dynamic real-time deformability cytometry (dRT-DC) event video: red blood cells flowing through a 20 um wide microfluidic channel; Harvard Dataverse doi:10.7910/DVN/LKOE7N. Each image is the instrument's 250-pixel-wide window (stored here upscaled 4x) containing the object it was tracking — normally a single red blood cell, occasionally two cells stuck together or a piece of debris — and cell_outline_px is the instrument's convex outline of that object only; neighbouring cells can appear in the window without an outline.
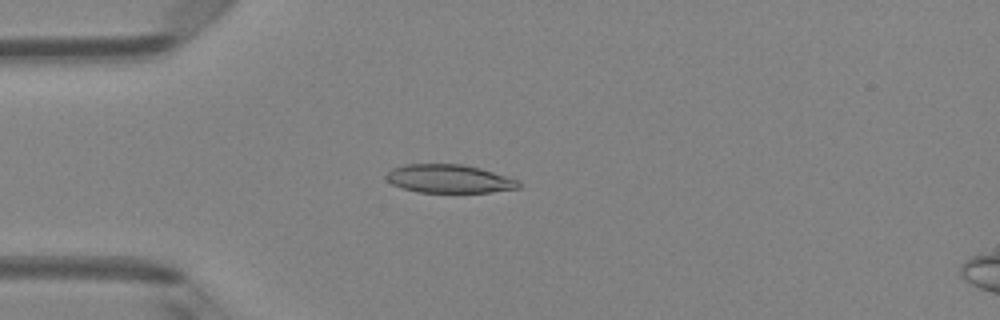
{"species": "Egyptian fruit bat (a non-hibernating species)", "species_latin": "Rousettus aegyptiacus", "temperature_condition": "room temperature", "stored_images_in_passage": 3, "camera_frame_rate_fps": 3000, "um_per_image_px": 0.085, "animal": {"sex": "female"}, "frame": {"image": 1, "passage_image": 3, "time_ms": 0.667, "image_size_px": [1000, 320], "cell_outline_px": [[520, 188], [492, 192], [416, 192], [392, 184], [384, 176], [392, 168], [404, 164], [464, 164], [480, 168], [520, 180]], "centroid_in_image_um": [38.19, 15.19], "position_along_channel_um": 46.8, "area_um2": 21.96}}